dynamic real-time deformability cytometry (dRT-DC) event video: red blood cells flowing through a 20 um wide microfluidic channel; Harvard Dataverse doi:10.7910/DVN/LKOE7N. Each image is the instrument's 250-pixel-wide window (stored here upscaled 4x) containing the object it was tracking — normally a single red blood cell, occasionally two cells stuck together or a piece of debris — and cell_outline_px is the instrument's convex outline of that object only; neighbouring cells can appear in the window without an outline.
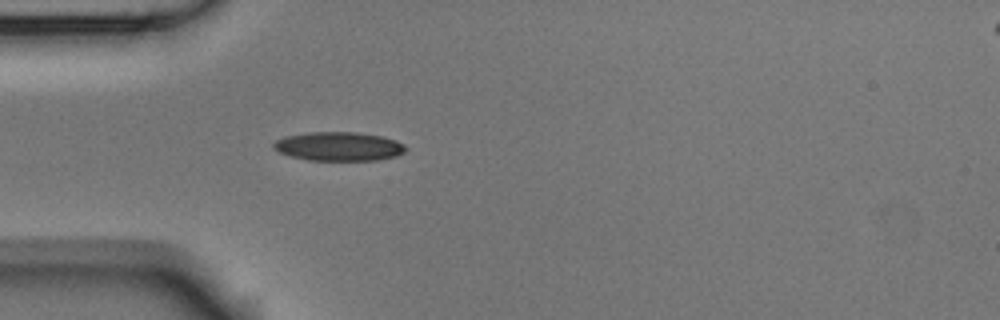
{"species": "Egyptian fruit bat (a non-hibernating species)", "species_latin": "Rousettus aegyptiacus", "temperature_condition": "room temperature", "stored_images_in_passage": 5, "segment_of_instrument_passage": [1, 2], "camera_frame_rate_fps": 3000, "um_per_image_px": 0.085, "animal": {"sex": "male"}, "frame": {"image": 1, "passage_image": 4, "time_ms": 1.0, "image_size_px": [1000, 320], "cell_outline_px": [[408, 148], [404, 152], [396, 156], [376, 160], [308, 160], [292, 156], [280, 152], [272, 148], [272, 144], [276, 140], [284, 136], [308, 132], [356, 132], [380, 136], [396, 140], [404, 144]], "centroid_in_image_um": [28.79, 12.44], "position_along_channel_um": 56.2, "area_um2": 22.25}}